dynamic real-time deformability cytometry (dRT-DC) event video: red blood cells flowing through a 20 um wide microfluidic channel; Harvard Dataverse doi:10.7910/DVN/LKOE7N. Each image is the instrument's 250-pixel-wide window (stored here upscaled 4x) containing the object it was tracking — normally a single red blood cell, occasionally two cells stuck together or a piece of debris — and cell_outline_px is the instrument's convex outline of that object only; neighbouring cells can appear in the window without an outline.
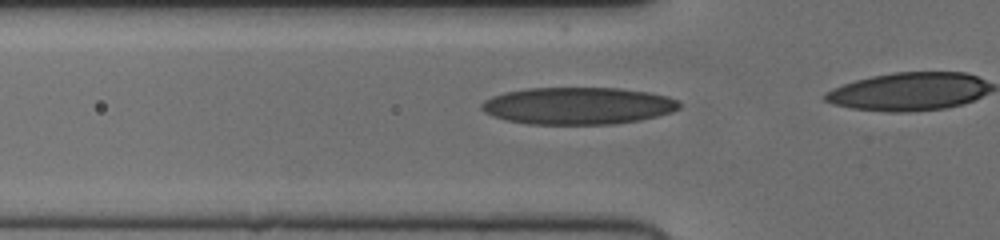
{"species": "human", "species_latin": "Homo sapiens", "temperature_condition": "cold", "stored_images_in_passage": 19, "camera_frame_rate_fps": 3000, "um_per_image_px": 0.085, "donor": {"sex": "female"}, "frame": {"image": 1, "passage_image": 14, "time_ms": 4.333, "image_size_px": [1000, 240], "cell_outline_px": [[680, 108], [672, 112], [640, 120], [612, 124], [528, 124], [508, 120], [484, 112], [480, 108], [480, 104], [484, 100], [492, 96], [504, 92], [528, 88], [620, 88], [648, 92], [668, 96], [676, 100], [680, 104]], "centroid_in_image_um": [49.12, 8.99], "position_along_channel_um": 76.7, "area_um2": 42.77}}
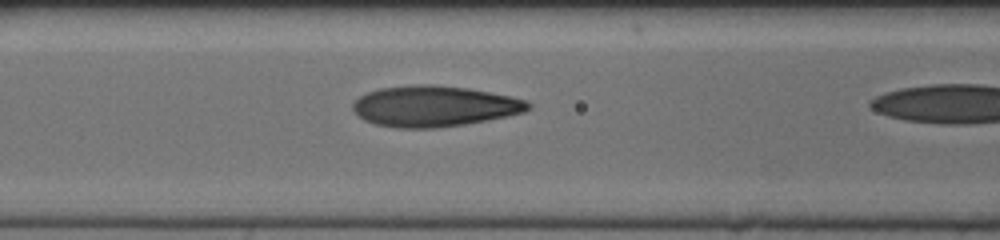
{"frame": {"image": 2, "passage_image": 18, "time_ms": 5.667, "image_size_px": [1000, 240], "cell_outline_px": [[532, 108], [524, 112], [508, 116], [464, 124], [436, 128], [396, 128], [376, 124], [364, 120], [352, 108], [352, 104], [360, 96], [368, 92], [380, 88], [416, 84], [432, 84], [468, 88], [528, 100], [532, 104]], "centroid_in_image_um": [36.93, 9.02], "position_along_channel_um": 129.7, "area_um2": 41.67}}